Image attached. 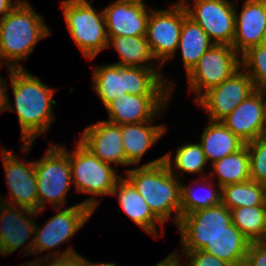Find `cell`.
I'll return each instance as SVG.
<instances>
[{
	"mask_svg": "<svg viewBox=\"0 0 266 266\" xmlns=\"http://www.w3.org/2000/svg\"><path fill=\"white\" fill-rule=\"evenodd\" d=\"M6 68L15 102L13 106L8 97L7 111L17 114L21 151L29 153L35 139L48 132L56 120L52 106L56 105L53 96L57 89L45 85L25 68Z\"/></svg>",
	"mask_w": 266,
	"mask_h": 266,
	"instance_id": "cell-1",
	"label": "cell"
},
{
	"mask_svg": "<svg viewBox=\"0 0 266 266\" xmlns=\"http://www.w3.org/2000/svg\"><path fill=\"white\" fill-rule=\"evenodd\" d=\"M159 69L161 68L120 66L114 63L96 65L92 72V88L104 107L125 94L171 95L175 91V84L165 79Z\"/></svg>",
	"mask_w": 266,
	"mask_h": 266,
	"instance_id": "cell-2",
	"label": "cell"
},
{
	"mask_svg": "<svg viewBox=\"0 0 266 266\" xmlns=\"http://www.w3.org/2000/svg\"><path fill=\"white\" fill-rule=\"evenodd\" d=\"M127 179L144 198L152 213L165 224L174 212V225L181 217V179L173 175L164 156L125 170Z\"/></svg>",
	"mask_w": 266,
	"mask_h": 266,
	"instance_id": "cell-3",
	"label": "cell"
},
{
	"mask_svg": "<svg viewBox=\"0 0 266 266\" xmlns=\"http://www.w3.org/2000/svg\"><path fill=\"white\" fill-rule=\"evenodd\" d=\"M50 33L43 16L29 1L22 0L0 19V65L13 69L25 68L21 60L28 59L36 44Z\"/></svg>",
	"mask_w": 266,
	"mask_h": 266,
	"instance_id": "cell-4",
	"label": "cell"
},
{
	"mask_svg": "<svg viewBox=\"0 0 266 266\" xmlns=\"http://www.w3.org/2000/svg\"><path fill=\"white\" fill-rule=\"evenodd\" d=\"M55 209L58 213L49 218L43 227L36 224L35 236L26 243L22 250L26 254L24 256L35 255L47 250H51L53 253H48L44 257H62L77 253L72 246L65 251H58L57 247L74 238L94 211L82 202L65 209L62 207Z\"/></svg>",
	"mask_w": 266,
	"mask_h": 266,
	"instance_id": "cell-5",
	"label": "cell"
},
{
	"mask_svg": "<svg viewBox=\"0 0 266 266\" xmlns=\"http://www.w3.org/2000/svg\"><path fill=\"white\" fill-rule=\"evenodd\" d=\"M61 147L69 155L74 188L79 193L91 194L82 203L95 212L99 204L97 197L111 195L122 175H117L113 165L102 162L79 140L75 149L70 152L64 146Z\"/></svg>",
	"mask_w": 266,
	"mask_h": 266,
	"instance_id": "cell-6",
	"label": "cell"
},
{
	"mask_svg": "<svg viewBox=\"0 0 266 266\" xmlns=\"http://www.w3.org/2000/svg\"><path fill=\"white\" fill-rule=\"evenodd\" d=\"M61 8L69 34L86 59L108 48L103 10L97 12L89 0H63Z\"/></svg>",
	"mask_w": 266,
	"mask_h": 266,
	"instance_id": "cell-7",
	"label": "cell"
},
{
	"mask_svg": "<svg viewBox=\"0 0 266 266\" xmlns=\"http://www.w3.org/2000/svg\"><path fill=\"white\" fill-rule=\"evenodd\" d=\"M34 167L39 212L45 210L47 202L54 205V208H63L67 202V193L73 185L68 153L60 144L51 143L44 156L34 161Z\"/></svg>",
	"mask_w": 266,
	"mask_h": 266,
	"instance_id": "cell-8",
	"label": "cell"
},
{
	"mask_svg": "<svg viewBox=\"0 0 266 266\" xmlns=\"http://www.w3.org/2000/svg\"><path fill=\"white\" fill-rule=\"evenodd\" d=\"M241 68L240 54L229 45L214 44L187 74L189 91L197 101L205 92L219 86Z\"/></svg>",
	"mask_w": 266,
	"mask_h": 266,
	"instance_id": "cell-9",
	"label": "cell"
},
{
	"mask_svg": "<svg viewBox=\"0 0 266 266\" xmlns=\"http://www.w3.org/2000/svg\"><path fill=\"white\" fill-rule=\"evenodd\" d=\"M231 210L220 203L183 215L177 224L181 236V251L203 250L207 242L228 230Z\"/></svg>",
	"mask_w": 266,
	"mask_h": 266,
	"instance_id": "cell-10",
	"label": "cell"
},
{
	"mask_svg": "<svg viewBox=\"0 0 266 266\" xmlns=\"http://www.w3.org/2000/svg\"><path fill=\"white\" fill-rule=\"evenodd\" d=\"M187 16L181 1L172 3L167 9L151 8L146 38L159 65L163 66L176 56L182 23Z\"/></svg>",
	"mask_w": 266,
	"mask_h": 266,
	"instance_id": "cell-11",
	"label": "cell"
},
{
	"mask_svg": "<svg viewBox=\"0 0 266 266\" xmlns=\"http://www.w3.org/2000/svg\"><path fill=\"white\" fill-rule=\"evenodd\" d=\"M187 15L217 45L232 46L235 36V4L232 0H180Z\"/></svg>",
	"mask_w": 266,
	"mask_h": 266,
	"instance_id": "cell-12",
	"label": "cell"
},
{
	"mask_svg": "<svg viewBox=\"0 0 266 266\" xmlns=\"http://www.w3.org/2000/svg\"><path fill=\"white\" fill-rule=\"evenodd\" d=\"M255 90L252 79L240 68L219 86L205 92L196 105L205 109L209 120L222 121Z\"/></svg>",
	"mask_w": 266,
	"mask_h": 266,
	"instance_id": "cell-13",
	"label": "cell"
},
{
	"mask_svg": "<svg viewBox=\"0 0 266 266\" xmlns=\"http://www.w3.org/2000/svg\"><path fill=\"white\" fill-rule=\"evenodd\" d=\"M1 156L11 197L0 196V202L40 211L34 161H21L6 148H1Z\"/></svg>",
	"mask_w": 266,
	"mask_h": 266,
	"instance_id": "cell-14",
	"label": "cell"
},
{
	"mask_svg": "<svg viewBox=\"0 0 266 266\" xmlns=\"http://www.w3.org/2000/svg\"><path fill=\"white\" fill-rule=\"evenodd\" d=\"M171 95H132L125 94L116 98L105 108L108 111L107 122L123 125L153 121L159 114L162 115L165 106H168Z\"/></svg>",
	"mask_w": 266,
	"mask_h": 266,
	"instance_id": "cell-15",
	"label": "cell"
},
{
	"mask_svg": "<svg viewBox=\"0 0 266 266\" xmlns=\"http://www.w3.org/2000/svg\"><path fill=\"white\" fill-rule=\"evenodd\" d=\"M151 7L143 0H116L103 9L107 36H146Z\"/></svg>",
	"mask_w": 266,
	"mask_h": 266,
	"instance_id": "cell-16",
	"label": "cell"
},
{
	"mask_svg": "<svg viewBox=\"0 0 266 266\" xmlns=\"http://www.w3.org/2000/svg\"><path fill=\"white\" fill-rule=\"evenodd\" d=\"M222 123L245 143L266 136L264 90L256 89Z\"/></svg>",
	"mask_w": 266,
	"mask_h": 266,
	"instance_id": "cell-17",
	"label": "cell"
},
{
	"mask_svg": "<svg viewBox=\"0 0 266 266\" xmlns=\"http://www.w3.org/2000/svg\"><path fill=\"white\" fill-rule=\"evenodd\" d=\"M79 141L102 162L130 166L125 159L120 125L98 121L84 129Z\"/></svg>",
	"mask_w": 266,
	"mask_h": 266,
	"instance_id": "cell-18",
	"label": "cell"
},
{
	"mask_svg": "<svg viewBox=\"0 0 266 266\" xmlns=\"http://www.w3.org/2000/svg\"><path fill=\"white\" fill-rule=\"evenodd\" d=\"M241 12L235 7V36L232 47L242 55L266 39V0H245Z\"/></svg>",
	"mask_w": 266,
	"mask_h": 266,
	"instance_id": "cell-19",
	"label": "cell"
},
{
	"mask_svg": "<svg viewBox=\"0 0 266 266\" xmlns=\"http://www.w3.org/2000/svg\"><path fill=\"white\" fill-rule=\"evenodd\" d=\"M39 213L0 202V255L12 254L34 236L36 223L29 216L36 217Z\"/></svg>",
	"mask_w": 266,
	"mask_h": 266,
	"instance_id": "cell-20",
	"label": "cell"
},
{
	"mask_svg": "<svg viewBox=\"0 0 266 266\" xmlns=\"http://www.w3.org/2000/svg\"><path fill=\"white\" fill-rule=\"evenodd\" d=\"M116 196L124 213L146 233L154 238L158 235V224L163 228V223L152 213L144 198L134 185L124 177H121L111 196Z\"/></svg>",
	"mask_w": 266,
	"mask_h": 266,
	"instance_id": "cell-21",
	"label": "cell"
},
{
	"mask_svg": "<svg viewBox=\"0 0 266 266\" xmlns=\"http://www.w3.org/2000/svg\"><path fill=\"white\" fill-rule=\"evenodd\" d=\"M153 121L121 125L125 159L131 165L140 164L145 153L167 132L166 125Z\"/></svg>",
	"mask_w": 266,
	"mask_h": 266,
	"instance_id": "cell-22",
	"label": "cell"
},
{
	"mask_svg": "<svg viewBox=\"0 0 266 266\" xmlns=\"http://www.w3.org/2000/svg\"><path fill=\"white\" fill-rule=\"evenodd\" d=\"M199 143L208 162L213 164L240 150L246 143L234 135L222 121H211L201 134Z\"/></svg>",
	"mask_w": 266,
	"mask_h": 266,
	"instance_id": "cell-23",
	"label": "cell"
},
{
	"mask_svg": "<svg viewBox=\"0 0 266 266\" xmlns=\"http://www.w3.org/2000/svg\"><path fill=\"white\" fill-rule=\"evenodd\" d=\"M249 245L250 241L231 223L228 230L207 242L203 251L227 262L230 266H244Z\"/></svg>",
	"mask_w": 266,
	"mask_h": 266,
	"instance_id": "cell-24",
	"label": "cell"
},
{
	"mask_svg": "<svg viewBox=\"0 0 266 266\" xmlns=\"http://www.w3.org/2000/svg\"><path fill=\"white\" fill-rule=\"evenodd\" d=\"M118 52L120 61L114 64L143 68H163L157 65L146 36H108L111 45ZM153 61V62H152Z\"/></svg>",
	"mask_w": 266,
	"mask_h": 266,
	"instance_id": "cell-25",
	"label": "cell"
},
{
	"mask_svg": "<svg viewBox=\"0 0 266 266\" xmlns=\"http://www.w3.org/2000/svg\"><path fill=\"white\" fill-rule=\"evenodd\" d=\"M214 43L205 31L188 16L183 20L177 51L181 50L183 65L188 74L202 55Z\"/></svg>",
	"mask_w": 266,
	"mask_h": 266,
	"instance_id": "cell-26",
	"label": "cell"
},
{
	"mask_svg": "<svg viewBox=\"0 0 266 266\" xmlns=\"http://www.w3.org/2000/svg\"><path fill=\"white\" fill-rule=\"evenodd\" d=\"M209 177H216L217 184L222 188L250 180L249 151L246 144L238 151L215 161Z\"/></svg>",
	"mask_w": 266,
	"mask_h": 266,
	"instance_id": "cell-27",
	"label": "cell"
},
{
	"mask_svg": "<svg viewBox=\"0 0 266 266\" xmlns=\"http://www.w3.org/2000/svg\"><path fill=\"white\" fill-rule=\"evenodd\" d=\"M221 203L229 210L266 206L265 184L252 181L229 184L221 188Z\"/></svg>",
	"mask_w": 266,
	"mask_h": 266,
	"instance_id": "cell-28",
	"label": "cell"
},
{
	"mask_svg": "<svg viewBox=\"0 0 266 266\" xmlns=\"http://www.w3.org/2000/svg\"><path fill=\"white\" fill-rule=\"evenodd\" d=\"M163 156L164 162L167 164L173 175L178 176L179 172L174 171L177 169L181 171L182 174H200L201 178L209 176L206 175L207 172H205L208 161L199 142L182 144L181 146L177 147L174 162L172 161V152H169ZM172 162L174 163V169Z\"/></svg>",
	"mask_w": 266,
	"mask_h": 266,
	"instance_id": "cell-29",
	"label": "cell"
},
{
	"mask_svg": "<svg viewBox=\"0 0 266 266\" xmlns=\"http://www.w3.org/2000/svg\"><path fill=\"white\" fill-rule=\"evenodd\" d=\"M232 223L250 241L266 240V206L231 209Z\"/></svg>",
	"mask_w": 266,
	"mask_h": 266,
	"instance_id": "cell-30",
	"label": "cell"
},
{
	"mask_svg": "<svg viewBox=\"0 0 266 266\" xmlns=\"http://www.w3.org/2000/svg\"><path fill=\"white\" fill-rule=\"evenodd\" d=\"M201 179L203 180L201 181ZM201 179L200 177L199 179H196V184L200 183L198 186L201 185L202 188L206 184V189L203 188L205 189V192L203 194L195 192V188L192 184L191 186H186L185 184H183L184 182H181V216L192 213L195 210L217 206L221 203V187L217 183L213 184V182L211 183L210 181H207L210 179L209 176L203 177ZM204 179L206 180V182ZM216 187L219 189H217Z\"/></svg>",
	"mask_w": 266,
	"mask_h": 266,
	"instance_id": "cell-31",
	"label": "cell"
},
{
	"mask_svg": "<svg viewBox=\"0 0 266 266\" xmlns=\"http://www.w3.org/2000/svg\"><path fill=\"white\" fill-rule=\"evenodd\" d=\"M241 68L252 79L256 89L266 86V45L250 47L241 55Z\"/></svg>",
	"mask_w": 266,
	"mask_h": 266,
	"instance_id": "cell-32",
	"label": "cell"
},
{
	"mask_svg": "<svg viewBox=\"0 0 266 266\" xmlns=\"http://www.w3.org/2000/svg\"><path fill=\"white\" fill-rule=\"evenodd\" d=\"M249 151L250 178L266 184V136L246 143Z\"/></svg>",
	"mask_w": 266,
	"mask_h": 266,
	"instance_id": "cell-33",
	"label": "cell"
},
{
	"mask_svg": "<svg viewBox=\"0 0 266 266\" xmlns=\"http://www.w3.org/2000/svg\"><path fill=\"white\" fill-rule=\"evenodd\" d=\"M181 253H184L185 260H189L186 263L183 262L184 266H230L227 262L203 250L181 251Z\"/></svg>",
	"mask_w": 266,
	"mask_h": 266,
	"instance_id": "cell-34",
	"label": "cell"
},
{
	"mask_svg": "<svg viewBox=\"0 0 266 266\" xmlns=\"http://www.w3.org/2000/svg\"><path fill=\"white\" fill-rule=\"evenodd\" d=\"M34 266H83V257L79 253L62 257H39Z\"/></svg>",
	"mask_w": 266,
	"mask_h": 266,
	"instance_id": "cell-35",
	"label": "cell"
},
{
	"mask_svg": "<svg viewBox=\"0 0 266 266\" xmlns=\"http://www.w3.org/2000/svg\"><path fill=\"white\" fill-rule=\"evenodd\" d=\"M244 266H266V241L250 242Z\"/></svg>",
	"mask_w": 266,
	"mask_h": 266,
	"instance_id": "cell-36",
	"label": "cell"
},
{
	"mask_svg": "<svg viewBox=\"0 0 266 266\" xmlns=\"http://www.w3.org/2000/svg\"><path fill=\"white\" fill-rule=\"evenodd\" d=\"M178 251H173L171 254L167 255L163 260L158 262L155 266H184Z\"/></svg>",
	"mask_w": 266,
	"mask_h": 266,
	"instance_id": "cell-37",
	"label": "cell"
},
{
	"mask_svg": "<svg viewBox=\"0 0 266 266\" xmlns=\"http://www.w3.org/2000/svg\"><path fill=\"white\" fill-rule=\"evenodd\" d=\"M3 66L0 65V69ZM8 105V93H7V84L6 80L0 75V113L7 111Z\"/></svg>",
	"mask_w": 266,
	"mask_h": 266,
	"instance_id": "cell-38",
	"label": "cell"
},
{
	"mask_svg": "<svg viewBox=\"0 0 266 266\" xmlns=\"http://www.w3.org/2000/svg\"><path fill=\"white\" fill-rule=\"evenodd\" d=\"M22 0H0V19H3L12 11Z\"/></svg>",
	"mask_w": 266,
	"mask_h": 266,
	"instance_id": "cell-39",
	"label": "cell"
},
{
	"mask_svg": "<svg viewBox=\"0 0 266 266\" xmlns=\"http://www.w3.org/2000/svg\"><path fill=\"white\" fill-rule=\"evenodd\" d=\"M83 266H117L115 263L113 262H108V263H92L89 260H87V258L83 257Z\"/></svg>",
	"mask_w": 266,
	"mask_h": 266,
	"instance_id": "cell-40",
	"label": "cell"
},
{
	"mask_svg": "<svg viewBox=\"0 0 266 266\" xmlns=\"http://www.w3.org/2000/svg\"><path fill=\"white\" fill-rule=\"evenodd\" d=\"M17 266H34V260L28 261V262L21 264V265L18 264Z\"/></svg>",
	"mask_w": 266,
	"mask_h": 266,
	"instance_id": "cell-41",
	"label": "cell"
},
{
	"mask_svg": "<svg viewBox=\"0 0 266 266\" xmlns=\"http://www.w3.org/2000/svg\"><path fill=\"white\" fill-rule=\"evenodd\" d=\"M265 94V134H266V90H264Z\"/></svg>",
	"mask_w": 266,
	"mask_h": 266,
	"instance_id": "cell-42",
	"label": "cell"
}]
</instances>
